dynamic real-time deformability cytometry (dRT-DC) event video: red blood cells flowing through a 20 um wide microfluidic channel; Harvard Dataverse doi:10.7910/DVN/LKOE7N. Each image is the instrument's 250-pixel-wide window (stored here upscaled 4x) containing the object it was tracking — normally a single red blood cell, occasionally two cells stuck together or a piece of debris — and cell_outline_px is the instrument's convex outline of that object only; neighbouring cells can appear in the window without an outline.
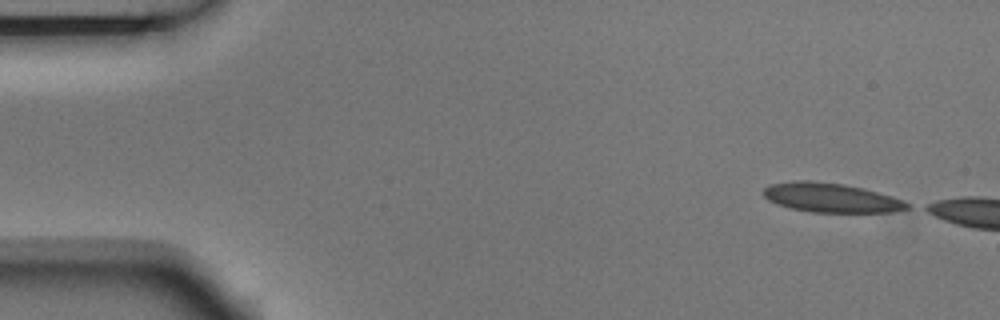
{"species": "Egyptian fruit bat (a non-hibernating species)", "species_latin": "Rousettus aegyptiacus", "temperature_condition": "room temperature", "stored_images_in_passage": 2, "camera_frame_rate_fps": 3000, "um_per_image_px": 0.085, "animal": {"sex": "male"}, "frame": {"image": 1, "passage_image": 1, "time_ms": 0.0, "image_size_px": [1000, 320], "cell_outline_px": [[908, 208], [892, 212], [812, 212], [792, 208], [776, 204], [768, 200], [760, 192], [768, 184], [796, 180], [808, 180], [844, 184], [864, 188], [892, 196], [908, 204]], "centroid_in_image_um": [70.56, 16.79], "position_along_channel_um": 14.4, "area_um2": 24.51}}